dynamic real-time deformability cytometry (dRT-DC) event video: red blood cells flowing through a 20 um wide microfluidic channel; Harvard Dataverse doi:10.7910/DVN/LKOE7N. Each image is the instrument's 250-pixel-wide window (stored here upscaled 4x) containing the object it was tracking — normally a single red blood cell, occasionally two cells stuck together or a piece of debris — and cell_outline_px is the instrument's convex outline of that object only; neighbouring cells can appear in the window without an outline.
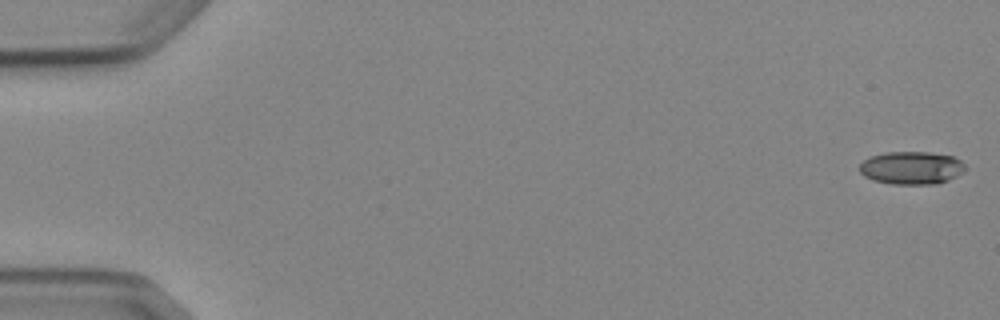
{"species": "Egyptian fruit bat (a non-hibernating species)", "species_latin": "Rousettus aegyptiacus", "temperature_condition": "cold", "stored_images_in_passage": 6, "camera_frame_rate_fps": 3000, "um_per_image_px": 0.085, "animal": {"sex": "female"}, "frame": {"image": 1, "passage_image": 1, "time_ms": 0.0, "image_size_px": [1000, 320], "cell_outline_px": [[964, 172], [948, 180], [936, 184], [892, 184], [872, 180], [864, 176], [860, 172], [860, 164], [864, 160], [872, 156], [884, 152], [928, 152], [952, 156], [960, 160], [964, 164]], "centroid_in_image_um": [77.47, 14.27], "position_along_channel_um": 7.5, "area_um2": 20.23}}
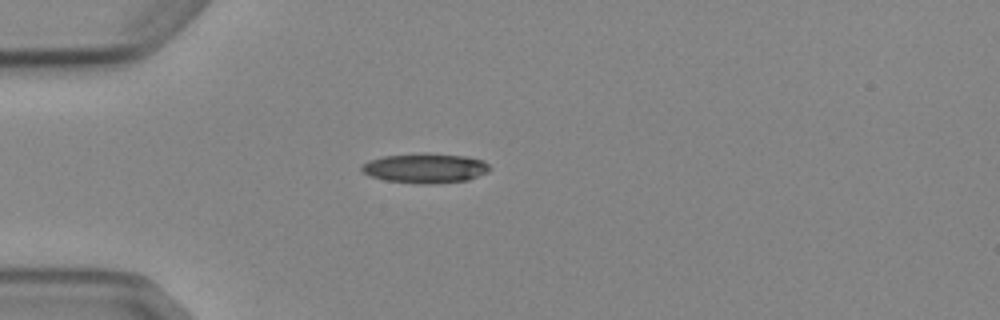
{"frame": {"image": 2, "passage_image": 5, "time_ms": 4.667, "image_size_px": [1000, 320], "cell_outline_px": [[492, 168], [488, 172], [468, 180], [428, 184], [416, 184], [384, 180], [372, 176], [364, 172], [360, 168], [368, 160], [384, 156], [424, 152], [464, 156], [484, 160]], "centroid_in_image_um": [36.17, 14.29], "position_along_channel_um": 48.8, "area_um2": 22.31}}